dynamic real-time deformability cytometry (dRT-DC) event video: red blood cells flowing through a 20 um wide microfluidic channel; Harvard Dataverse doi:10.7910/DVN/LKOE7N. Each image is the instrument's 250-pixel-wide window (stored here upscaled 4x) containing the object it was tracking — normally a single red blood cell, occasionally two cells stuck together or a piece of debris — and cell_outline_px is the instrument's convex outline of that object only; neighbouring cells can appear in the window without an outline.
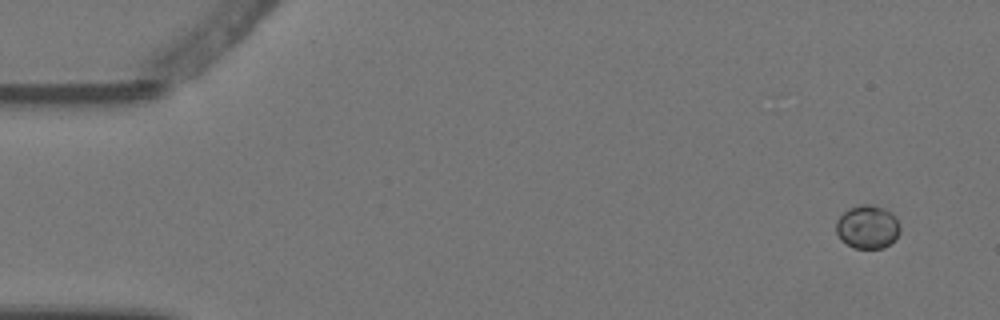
{"species": "Egyptian fruit bat (a non-hibernating species)", "species_latin": "Rousettus aegyptiacus", "temperature_condition": "warm", "stored_images_in_passage": 4, "camera_frame_rate_fps": 3000, "um_per_image_px": 0.085, "animal": {"sex": "female"}, "frame": {"image": 1, "passage_image": 1, "time_ms": 0.0, "image_size_px": [1000, 320], "cell_outline_px": [[900, 232], [884, 248], [852, 248], [840, 240], [836, 232], [836, 220], [848, 208], [860, 204], [872, 204], [884, 208], [892, 212], [900, 224]], "centroid_in_image_um": [73.72, 19.27], "position_along_channel_um": 11.3, "area_um2": 16.36}}
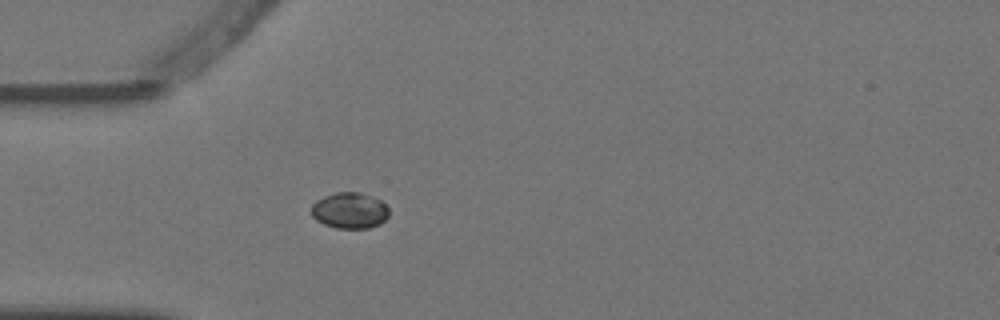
{"frame": {"image": 2, "passage_image": 4, "time_ms": 1.0, "image_size_px": [1000, 320], "cell_outline_px": [[388, 216], [380, 224], [368, 228], [336, 228], [324, 224], [316, 220], [312, 216], [312, 204], [316, 200], [324, 196], [336, 192], [360, 192], [372, 196], [380, 200], [388, 208]], "centroid_in_image_um": [29.71, 17.89], "position_along_channel_um": 55.3, "area_um2": 16.3}}